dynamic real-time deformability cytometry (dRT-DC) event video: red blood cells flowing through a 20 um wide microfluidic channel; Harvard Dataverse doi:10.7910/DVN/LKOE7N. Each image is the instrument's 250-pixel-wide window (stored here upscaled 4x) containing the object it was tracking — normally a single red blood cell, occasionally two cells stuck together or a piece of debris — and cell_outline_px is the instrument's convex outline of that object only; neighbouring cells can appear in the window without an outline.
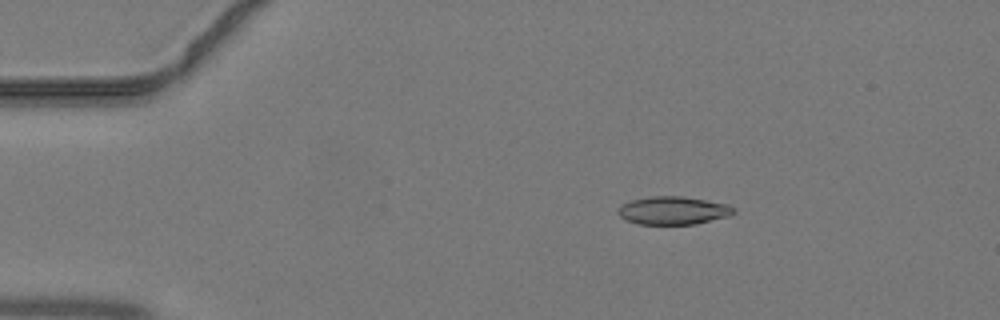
{"species": "common noctule bat (a hibernating species)", "species_latin": "Nyctalus noctula", "temperature_condition": "warm", "stored_images_in_passage": 23, "camera_frame_rate_fps": 3000, "um_per_image_px": 0.085, "animal": {"sex": "male", "body_mass_g": 19.2, "forearm_length_mm": 51.8}, "frame": {"image": 1, "passage_image": 8, "time_ms": 2.333, "image_size_px": [1000, 320], "cell_outline_px": [[736, 212], [728, 216], [696, 224], [636, 224], [624, 220], [616, 212], [616, 208], [620, 204], [632, 200], [652, 196], [684, 196], [728, 204], [736, 208]], "centroid_in_image_um": [57.18, 17.89], "position_along_channel_um": 27.8, "area_um2": 19.19}}
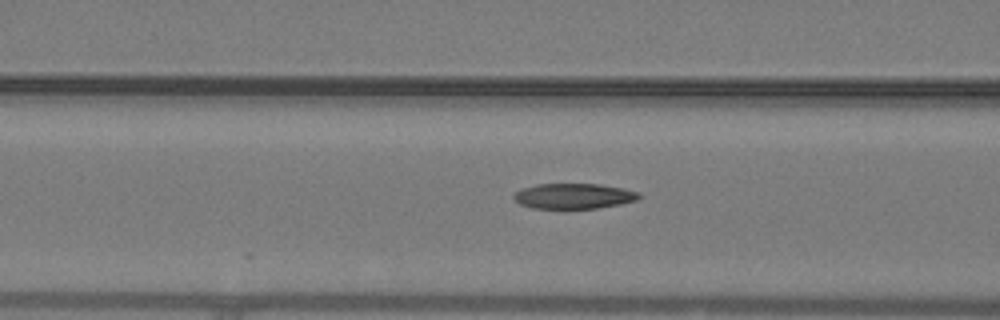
{"frame": {"image": 2, "passage_image": 18, "time_ms": 5.667, "image_size_px": [1000, 320], "cell_outline_px": [[640, 196], [636, 200], [620, 204], [596, 208], [532, 208], [520, 204], [512, 196], [516, 192], [524, 188], [536, 184], [600, 184], [624, 188], [636, 192]], "centroid_in_image_um": [48.75, 16.66], "position_along_channel_um": 117.8, "area_um2": 18.26}}
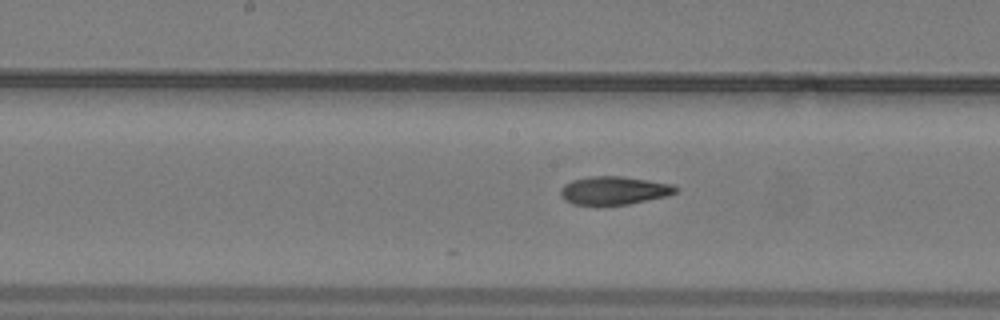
{"frame": {"image": 3, "passage_image": 23, "time_ms": 7.333, "image_size_px": [1000, 320], "cell_outline_px": [[680, 188], [676, 192], [668, 196], [628, 204], [572, 204], [564, 200], [560, 196], [560, 188], [564, 184], [572, 180], [588, 176], [620, 176], [648, 180], [672, 184]], "centroid_in_image_um": [52.18, 16.18], "position_along_channel_um": 196.0, "area_um2": 18.96}}